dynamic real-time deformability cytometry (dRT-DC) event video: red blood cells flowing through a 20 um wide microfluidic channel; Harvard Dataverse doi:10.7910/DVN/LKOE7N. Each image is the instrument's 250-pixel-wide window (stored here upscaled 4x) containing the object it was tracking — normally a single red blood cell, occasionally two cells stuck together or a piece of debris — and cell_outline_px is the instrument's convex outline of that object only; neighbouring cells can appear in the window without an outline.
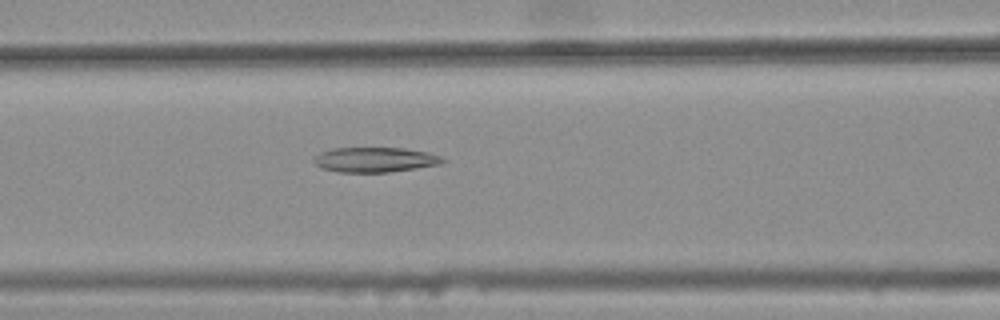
{"species": "common noctule bat (a hibernating species)", "species_latin": "Nyctalus noctula", "temperature_condition": "warm", "stored_images_in_passage": 38, "camera_frame_rate_fps": 3000, "um_per_image_px": 0.085, "animal": {"sex": "female", "body_mass_g": 25.1}, "frame": {"image": 1, "passage_image": 13, "time_ms": 4.0, "image_size_px": [1000, 320], "cell_outline_px": [[448, 160], [440, 164], [416, 168], [388, 172], [340, 172], [320, 168], [312, 160], [320, 152], [332, 148], [404, 148], [428, 152], [440, 156]], "centroid_in_image_um": [31.87, 13.57], "position_along_channel_um": 134.7, "area_um2": 18.73}}
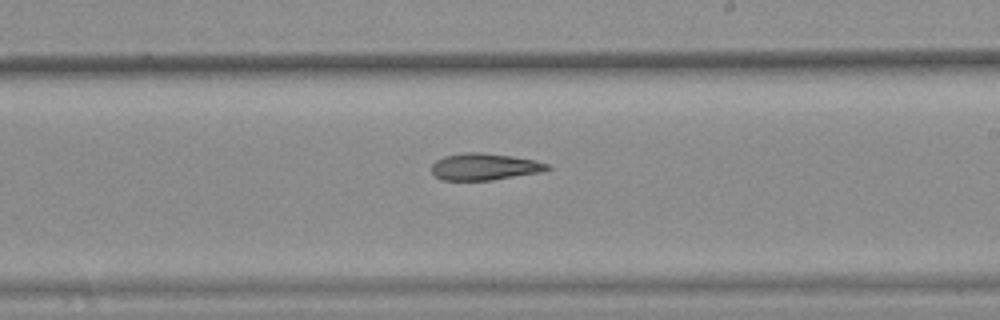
{"frame": {"image": 2, "passage_image": 22, "time_ms": 7.0, "image_size_px": [1000, 320], "cell_outline_px": [[552, 168], [540, 172], [492, 180], [440, 180], [432, 172], [432, 164], [436, 160], [444, 156], [464, 152], [484, 152], [512, 156], [536, 160], [552, 164]], "centroid_in_image_um": [41.21, 14.16], "position_along_channel_um": 247.8, "area_um2": 18.26}}
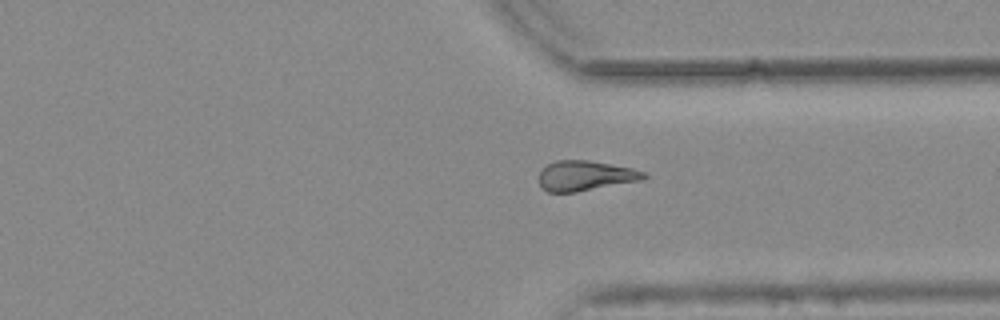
{"frame": {"image": 3, "passage_image": 31, "time_ms": 10.0, "image_size_px": [1000, 320], "cell_outline_px": [[648, 176], [640, 180], [576, 192], [548, 192], [540, 188], [540, 172], [548, 164], [556, 160], [588, 160], [632, 168], [644, 172]], "centroid_in_image_um": [49.72, 14.94], "position_along_channel_um": 361.7, "area_um2": 18.15}}